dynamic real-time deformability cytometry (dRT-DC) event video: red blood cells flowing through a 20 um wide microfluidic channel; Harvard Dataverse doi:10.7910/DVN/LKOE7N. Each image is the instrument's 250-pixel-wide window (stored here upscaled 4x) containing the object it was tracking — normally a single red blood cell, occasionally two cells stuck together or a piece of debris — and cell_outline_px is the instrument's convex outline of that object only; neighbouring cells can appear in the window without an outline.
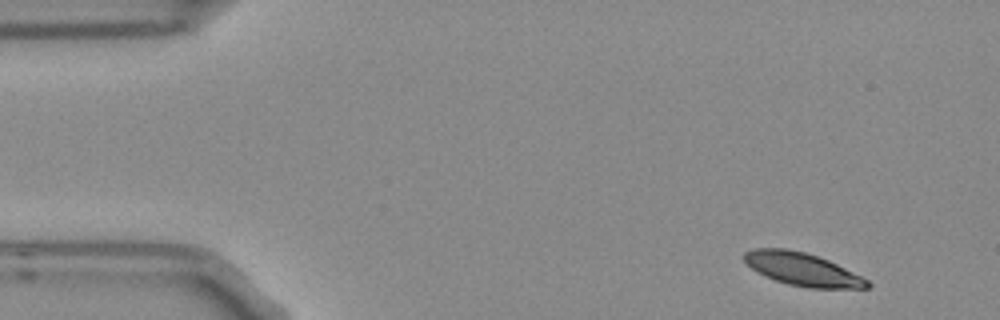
{"species": "Egyptian fruit bat (a non-hibernating species)", "species_latin": "Rousettus aegyptiacus", "temperature_condition": "room temperature", "stored_images_in_passage": 4, "camera_frame_rate_fps": 3000, "um_per_image_px": 0.085, "frame": {"image": 1, "passage_image": 1, "time_ms": 0.0, "image_size_px": [1000, 320], "cell_outline_px": [[872, 284], [868, 288], [808, 288], [788, 284], [764, 276], [756, 272], [744, 260], [744, 252], [752, 248], [784, 248], [804, 252], [828, 260], [868, 280]], "centroid_in_image_um": [68.17, 22.89], "position_along_channel_um": 16.8, "area_um2": 23.41}}
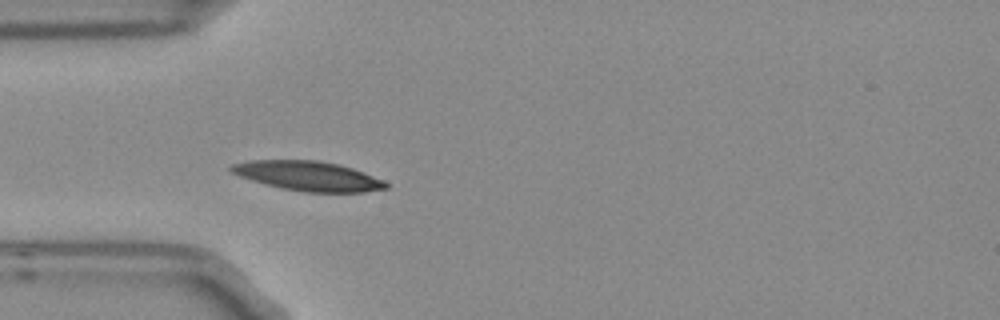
{"frame": {"image": 2, "passage_image": 4, "time_ms": 1.0, "image_size_px": [1000, 320], "cell_outline_px": [[388, 188], [364, 192], [304, 192], [280, 188], [264, 184], [240, 176], [232, 172], [228, 168], [232, 164], [252, 160], [320, 160], [352, 168], [384, 180], [388, 184]], "centroid_in_image_um": [26.19, 14.96], "position_along_channel_um": 58.8, "area_um2": 26.59}}